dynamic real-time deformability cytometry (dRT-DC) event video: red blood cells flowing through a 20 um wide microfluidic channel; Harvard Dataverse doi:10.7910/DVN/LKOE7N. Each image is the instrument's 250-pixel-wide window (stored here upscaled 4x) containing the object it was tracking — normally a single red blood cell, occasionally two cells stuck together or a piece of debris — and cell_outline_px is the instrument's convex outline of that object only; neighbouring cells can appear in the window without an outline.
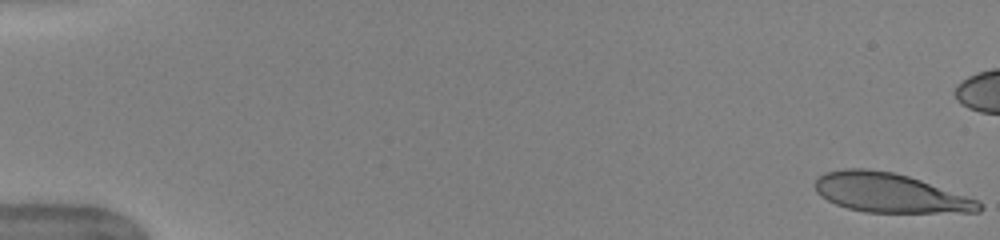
{"species": "human", "species_latin": "Homo sapiens", "temperature_condition": "warm", "stored_images_in_passage": 45, "camera_frame_rate_fps": 3000, "um_per_image_px": 0.085, "donor": {"sex": "female"}, "frame": {"image": 1, "passage_image": 1, "time_ms": 0.0, "image_size_px": [1000, 240], "cell_outline_px": [[984, 208], [980, 212], [864, 212], [848, 208], [836, 204], [820, 196], [816, 192], [816, 176], [824, 172], [848, 168], [864, 168], [892, 172], [908, 176], [920, 180], [976, 200], [984, 204]], "centroid_in_image_um": [75.59, 16.39], "position_along_channel_um": 9.4, "area_um2": 37.17}}